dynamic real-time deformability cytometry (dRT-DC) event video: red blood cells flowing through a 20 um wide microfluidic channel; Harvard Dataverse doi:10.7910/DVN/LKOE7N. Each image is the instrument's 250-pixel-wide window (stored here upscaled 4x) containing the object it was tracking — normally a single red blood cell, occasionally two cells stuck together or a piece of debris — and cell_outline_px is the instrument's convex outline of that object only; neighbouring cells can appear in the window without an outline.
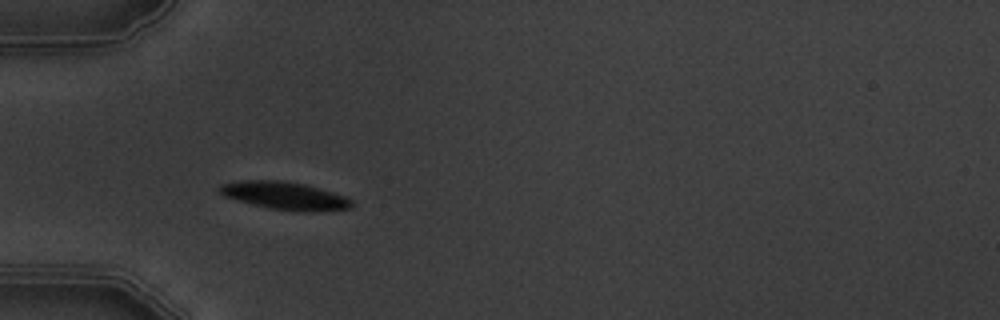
{"species": "common noctule bat (a hibernating species)", "species_latin": "Nyctalus noctula", "temperature_condition": "warm", "stored_images_in_passage": 5, "camera_frame_rate_fps": 3000, "um_per_image_px": 0.085, "animal": {"sex": "male", "body_mass_g": 19.5, "forearm_length_mm": 54.6}, "frame": {"image": 1, "passage_image": 4, "time_ms": 4.333, "image_size_px": [1000, 320], "cell_outline_px": [[352, 208], [312, 212], [300, 212], [268, 208], [224, 196], [216, 188], [220, 184], [240, 180], [284, 180], [304, 184], [332, 192], [344, 196], [352, 200]], "centroid_in_image_um": [24.19, 16.63], "position_along_channel_um": 60.8, "area_um2": 21.44}}